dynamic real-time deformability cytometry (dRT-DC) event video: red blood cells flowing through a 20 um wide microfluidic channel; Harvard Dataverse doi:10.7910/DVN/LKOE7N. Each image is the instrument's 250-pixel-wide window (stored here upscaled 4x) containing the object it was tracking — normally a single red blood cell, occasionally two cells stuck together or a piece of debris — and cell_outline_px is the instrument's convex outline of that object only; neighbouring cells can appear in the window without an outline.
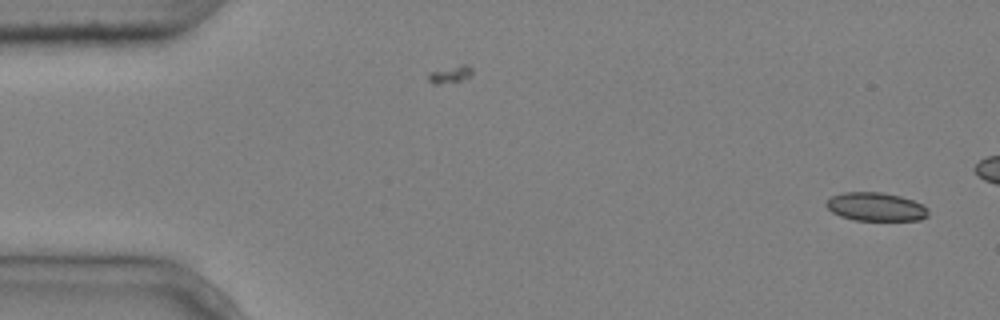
{"species": "common noctule bat (a hibernating species)", "species_latin": "Nyctalus noctula", "temperature_condition": "cold", "stored_images_in_passage": 4, "camera_frame_rate_fps": 3000, "um_per_image_px": 0.085, "animal": {"sex": "male", "body_mass_g": 20.4}, "frame": {"image": 1, "passage_image": 1, "time_ms": 0.0, "image_size_px": [1000, 320], "cell_outline_px": [[928, 216], [920, 220], [852, 220], [840, 216], [832, 212], [824, 204], [832, 196], [844, 192], [880, 192], [900, 196], [912, 200], [928, 208]], "centroid_in_image_um": [74.43, 17.58], "position_along_channel_um": 10.6, "area_um2": 16.88}}